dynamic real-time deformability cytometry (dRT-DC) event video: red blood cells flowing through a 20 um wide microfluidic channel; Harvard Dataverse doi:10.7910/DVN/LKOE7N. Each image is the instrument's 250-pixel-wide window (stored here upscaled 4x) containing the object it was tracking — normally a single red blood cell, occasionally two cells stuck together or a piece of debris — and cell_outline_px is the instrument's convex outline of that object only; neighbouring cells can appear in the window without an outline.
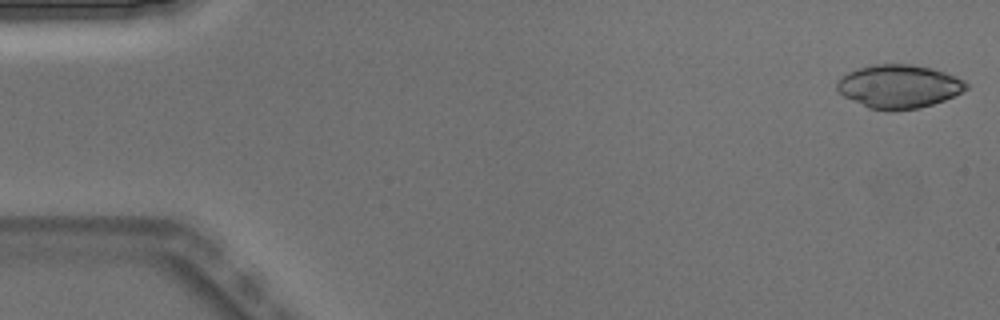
{"species": "Egyptian fruit bat (a non-hibernating species)", "species_latin": "Rousettus aegyptiacus", "temperature_condition": "warm", "stored_images_in_passage": 5, "camera_frame_rate_fps": 3000, "um_per_image_px": 0.085, "animal": {"sex": "male"}, "frame": {"image": 1, "passage_image": 1, "time_ms": 0.0, "image_size_px": [1000, 320], "cell_outline_px": [[968, 88], [944, 100], [920, 108], [896, 112], [884, 112], [868, 108], [844, 96], [836, 88], [836, 84], [848, 72], [860, 68], [876, 64], [912, 64], [932, 68], [944, 72], [964, 80], [968, 84]], "centroid_in_image_um": [76.41, 7.37], "position_along_channel_um": 8.6, "area_um2": 32.77}}
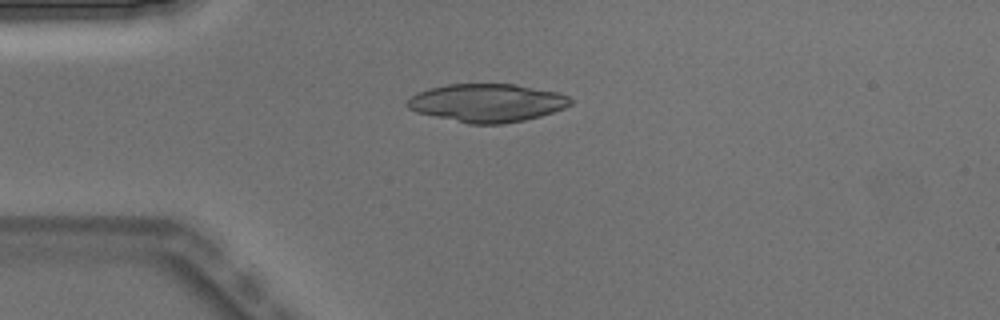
{"frame": {"image": 2, "passage_image": 4, "time_ms": 1.0, "image_size_px": [1000, 320], "cell_outline_px": [[572, 104], [564, 108], [540, 116], [524, 120], [504, 124], [468, 124], [416, 112], [408, 108], [404, 104], [416, 92], [428, 88], [448, 84], [516, 84], [556, 92], [568, 96], [572, 100]], "centroid_in_image_um": [41.37, 8.74], "position_along_channel_um": 43.6, "area_um2": 36.41}}